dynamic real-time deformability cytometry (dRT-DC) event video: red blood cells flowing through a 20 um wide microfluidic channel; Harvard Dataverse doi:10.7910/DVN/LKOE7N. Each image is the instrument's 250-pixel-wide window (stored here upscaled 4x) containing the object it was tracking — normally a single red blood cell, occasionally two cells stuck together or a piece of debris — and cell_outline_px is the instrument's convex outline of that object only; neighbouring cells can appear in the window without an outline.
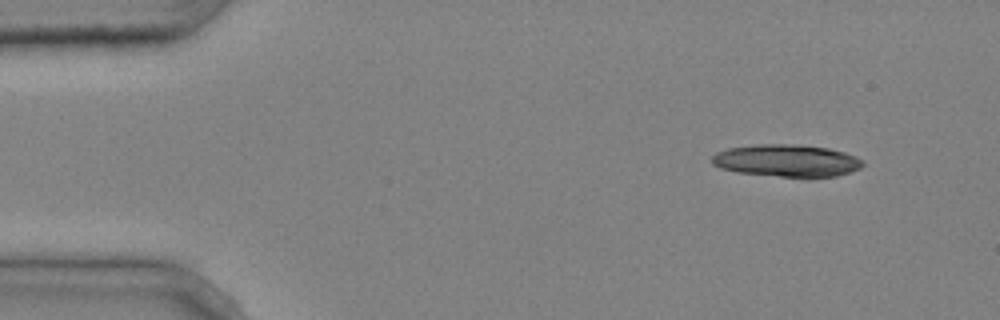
{"species": "common noctule bat (a hibernating species)", "species_latin": "Nyctalus noctula", "temperature_condition": "cold", "stored_images_in_passage": 5, "camera_frame_rate_fps": 3000, "um_per_image_px": 0.085, "animal": {"sex": "male", "body_mass_g": 20.4}, "frame": {"image": 1, "passage_image": 1, "time_ms": 0.0, "image_size_px": [1000, 320], "cell_outline_px": [[864, 164], [860, 168], [836, 176], [808, 180], [736, 172], [720, 168], [712, 164], [712, 156], [716, 152], [728, 148], [756, 144], [796, 144], [828, 148], [844, 152], [856, 156], [864, 160]], "centroid_in_image_um": [66.9, 13.68], "position_along_channel_um": 18.1, "area_um2": 29.25}}